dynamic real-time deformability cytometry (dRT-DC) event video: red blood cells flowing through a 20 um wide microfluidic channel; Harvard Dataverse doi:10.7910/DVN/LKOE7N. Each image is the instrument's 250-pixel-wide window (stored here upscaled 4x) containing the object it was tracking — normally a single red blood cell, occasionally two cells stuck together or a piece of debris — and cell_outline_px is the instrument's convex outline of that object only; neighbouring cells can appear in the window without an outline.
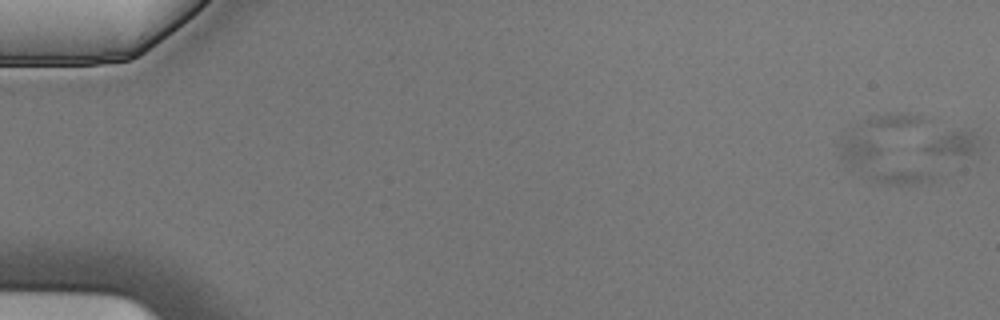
{"species": "Egyptian fruit bat (a non-hibernating species)", "species_latin": "Rousettus aegyptiacus", "temperature_condition": "cold", "stored_images_in_passage": 4, "segment_of_instrument_passage": [1, 2], "camera_frame_rate_fps": 3000, "um_per_image_px": 0.085, "animal": {"sex": "male"}, "frame": {"image": 1, "passage_image": 1, "time_ms": 0.0, "image_size_px": [1000, 320], "cell_outline_px": [[936, 176], [932, 180], [908, 184], [888, 184], [872, 180], [860, 176], [840, 156], [840, 144], [856, 124], [872, 116], [900, 112], [920, 116], [928, 120]], "centroid_in_image_um": [75.73, 12.68], "position_along_channel_um": 9.3, "area_um2": 39.48}}